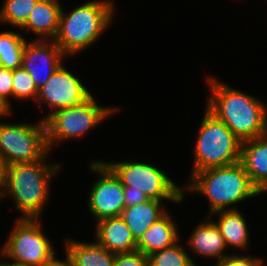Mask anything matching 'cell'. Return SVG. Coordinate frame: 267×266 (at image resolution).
<instances>
[{
  "mask_svg": "<svg viewBox=\"0 0 267 266\" xmlns=\"http://www.w3.org/2000/svg\"><path fill=\"white\" fill-rule=\"evenodd\" d=\"M209 86L206 108L223 121L241 141L267 133V105L252 96L208 75Z\"/></svg>",
  "mask_w": 267,
  "mask_h": 266,
  "instance_id": "cell-1",
  "label": "cell"
},
{
  "mask_svg": "<svg viewBox=\"0 0 267 266\" xmlns=\"http://www.w3.org/2000/svg\"><path fill=\"white\" fill-rule=\"evenodd\" d=\"M48 158L49 153L42 160L17 163L5 168L0 201L11 197L15 210L20 213L19 218L43 219V209L50 199V184L62 169L57 162L48 163Z\"/></svg>",
  "mask_w": 267,
  "mask_h": 266,
  "instance_id": "cell-2",
  "label": "cell"
},
{
  "mask_svg": "<svg viewBox=\"0 0 267 266\" xmlns=\"http://www.w3.org/2000/svg\"><path fill=\"white\" fill-rule=\"evenodd\" d=\"M188 183L183 185L185 192H197L209 201L208 215L218 211L238 209L235 206L242 201L261 194L251 183L241 162L204 169L190 175Z\"/></svg>",
  "mask_w": 267,
  "mask_h": 266,
  "instance_id": "cell-3",
  "label": "cell"
},
{
  "mask_svg": "<svg viewBox=\"0 0 267 266\" xmlns=\"http://www.w3.org/2000/svg\"><path fill=\"white\" fill-rule=\"evenodd\" d=\"M114 0H93L67 12L62 7L58 33L54 39L61 51L74 56L101 38L114 19Z\"/></svg>",
  "mask_w": 267,
  "mask_h": 266,
  "instance_id": "cell-4",
  "label": "cell"
},
{
  "mask_svg": "<svg viewBox=\"0 0 267 266\" xmlns=\"http://www.w3.org/2000/svg\"><path fill=\"white\" fill-rule=\"evenodd\" d=\"M196 132L193 167L190 175L204 169L221 167L240 161L241 141L226 124L206 107Z\"/></svg>",
  "mask_w": 267,
  "mask_h": 266,
  "instance_id": "cell-5",
  "label": "cell"
},
{
  "mask_svg": "<svg viewBox=\"0 0 267 266\" xmlns=\"http://www.w3.org/2000/svg\"><path fill=\"white\" fill-rule=\"evenodd\" d=\"M118 107L101 106L94 95L80 105L60 109L52 113L46 120V136L48 149L51 152L55 145L67 140L80 139L91 133L93 128L105 122L106 118L118 112Z\"/></svg>",
  "mask_w": 267,
  "mask_h": 266,
  "instance_id": "cell-6",
  "label": "cell"
},
{
  "mask_svg": "<svg viewBox=\"0 0 267 266\" xmlns=\"http://www.w3.org/2000/svg\"><path fill=\"white\" fill-rule=\"evenodd\" d=\"M103 162L115 173L124 187L130 191L143 192L148 199L181 204L183 185H177L163 170L148 162L121 160Z\"/></svg>",
  "mask_w": 267,
  "mask_h": 266,
  "instance_id": "cell-7",
  "label": "cell"
},
{
  "mask_svg": "<svg viewBox=\"0 0 267 266\" xmlns=\"http://www.w3.org/2000/svg\"><path fill=\"white\" fill-rule=\"evenodd\" d=\"M48 153L42 119L30 124L0 122V156L5 166L42 160Z\"/></svg>",
  "mask_w": 267,
  "mask_h": 266,
  "instance_id": "cell-8",
  "label": "cell"
},
{
  "mask_svg": "<svg viewBox=\"0 0 267 266\" xmlns=\"http://www.w3.org/2000/svg\"><path fill=\"white\" fill-rule=\"evenodd\" d=\"M42 219L18 218L4 243L5 264L39 266L56 252L46 237Z\"/></svg>",
  "mask_w": 267,
  "mask_h": 266,
  "instance_id": "cell-9",
  "label": "cell"
},
{
  "mask_svg": "<svg viewBox=\"0 0 267 266\" xmlns=\"http://www.w3.org/2000/svg\"><path fill=\"white\" fill-rule=\"evenodd\" d=\"M90 170L98 173L88 194V210L96 222L121 216L126 207L124 186L115 173L100 159L90 160Z\"/></svg>",
  "mask_w": 267,
  "mask_h": 266,
  "instance_id": "cell-10",
  "label": "cell"
},
{
  "mask_svg": "<svg viewBox=\"0 0 267 266\" xmlns=\"http://www.w3.org/2000/svg\"><path fill=\"white\" fill-rule=\"evenodd\" d=\"M92 96L82 80L70 72L62 63L49 80L39 88L36 103L48 106L50 113L42 118L45 121L52 113L82 104ZM42 104V105H41Z\"/></svg>",
  "mask_w": 267,
  "mask_h": 266,
  "instance_id": "cell-11",
  "label": "cell"
},
{
  "mask_svg": "<svg viewBox=\"0 0 267 266\" xmlns=\"http://www.w3.org/2000/svg\"><path fill=\"white\" fill-rule=\"evenodd\" d=\"M67 56L54 40H27L22 67L31 75L36 87H42Z\"/></svg>",
  "mask_w": 267,
  "mask_h": 266,
  "instance_id": "cell-12",
  "label": "cell"
},
{
  "mask_svg": "<svg viewBox=\"0 0 267 266\" xmlns=\"http://www.w3.org/2000/svg\"><path fill=\"white\" fill-rule=\"evenodd\" d=\"M240 162L254 187L264 194L267 190V133L241 143Z\"/></svg>",
  "mask_w": 267,
  "mask_h": 266,
  "instance_id": "cell-13",
  "label": "cell"
},
{
  "mask_svg": "<svg viewBox=\"0 0 267 266\" xmlns=\"http://www.w3.org/2000/svg\"><path fill=\"white\" fill-rule=\"evenodd\" d=\"M213 217L207 216L204 222L197 224L189 236L187 243L189 250L201 257L216 258L217 263H221L229 254L226 253L227 247L225 245L223 236Z\"/></svg>",
  "mask_w": 267,
  "mask_h": 266,
  "instance_id": "cell-14",
  "label": "cell"
},
{
  "mask_svg": "<svg viewBox=\"0 0 267 266\" xmlns=\"http://www.w3.org/2000/svg\"><path fill=\"white\" fill-rule=\"evenodd\" d=\"M60 0H39L33 7L22 32L34 33L35 40H54L59 29L62 5Z\"/></svg>",
  "mask_w": 267,
  "mask_h": 266,
  "instance_id": "cell-15",
  "label": "cell"
},
{
  "mask_svg": "<svg viewBox=\"0 0 267 266\" xmlns=\"http://www.w3.org/2000/svg\"><path fill=\"white\" fill-rule=\"evenodd\" d=\"M95 240L113 253L137 251V241L121 216L96 222Z\"/></svg>",
  "mask_w": 267,
  "mask_h": 266,
  "instance_id": "cell-16",
  "label": "cell"
},
{
  "mask_svg": "<svg viewBox=\"0 0 267 266\" xmlns=\"http://www.w3.org/2000/svg\"><path fill=\"white\" fill-rule=\"evenodd\" d=\"M178 231L176 221L167 211L140 236L137 240V250L148 256L153 252L170 247L181 239Z\"/></svg>",
  "mask_w": 267,
  "mask_h": 266,
  "instance_id": "cell-17",
  "label": "cell"
},
{
  "mask_svg": "<svg viewBox=\"0 0 267 266\" xmlns=\"http://www.w3.org/2000/svg\"><path fill=\"white\" fill-rule=\"evenodd\" d=\"M218 215L217 221H214L218 226L221 235L223 236L225 245L236 249L245 250L249 245V225L243 216V212L239 209L223 210L215 212L209 217Z\"/></svg>",
  "mask_w": 267,
  "mask_h": 266,
  "instance_id": "cell-18",
  "label": "cell"
},
{
  "mask_svg": "<svg viewBox=\"0 0 267 266\" xmlns=\"http://www.w3.org/2000/svg\"><path fill=\"white\" fill-rule=\"evenodd\" d=\"M65 251L70 257L72 266H113L115 253L102 247L96 240L81 242L67 238L64 241Z\"/></svg>",
  "mask_w": 267,
  "mask_h": 266,
  "instance_id": "cell-19",
  "label": "cell"
},
{
  "mask_svg": "<svg viewBox=\"0 0 267 266\" xmlns=\"http://www.w3.org/2000/svg\"><path fill=\"white\" fill-rule=\"evenodd\" d=\"M163 203L160 200L149 199L144 203L124 208L121 217L136 241L167 212Z\"/></svg>",
  "mask_w": 267,
  "mask_h": 266,
  "instance_id": "cell-20",
  "label": "cell"
},
{
  "mask_svg": "<svg viewBox=\"0 0 267 266\" xmlns=\"http://www.w3.org/2000/svg\"><path fill=\"white\" fill-rule=\"evenodd\" d=\"M26 39L19 31L0 32V67L15 70L22 67Z\"/></svg>",
  "mask_w": 267,
  "mask_h": 266,
  "instance_id": "cell-21",
  "label": "cell"
},
{
  "mask_svg": "<svg viewBox=\"0 0 267 266\" xmlns=\"http://www.w3.org/2000/svg\"><path fill=\"white\" fill-rule=\"evenodd\" d=\"M148 259L147 266H197L179 240L170 247L151 253Z\"/></svg>",
  "mask_w": 267,
  "mask_h": 266,
  "instance_id": "cell-22",
  "label": "cell"
},
{
  "mask_svg": "<svg viewBox=\"0 0 267 266\" xmlns=\"http://www.w3.org/2000/svg\"><path fill=\"white\" fill-rule=\"evenodd\" d=\"M39 0H4L0 9V23L21 28Z\"/></svg>",
  "mask_w": 267,
  "mask_h": 266,
  "instance_id": "cell-23",
  "label": "cell"
},
{
  "mask_svg": "<svg viewBox=\"0 0 267 266\" xmlns=\"http://www.w3.org/2000/svg\"><path fill=\"white\" fill-rule=\"evenodd\" d=\"M12 79V98L17 101H27L32 98L34 102L36 101L39 89L36 87L31 75L23 67L13 70Z\"/></svg>",
  "mask_w": 267,
  "mask_h": 266,
  "instance_id": "cell-24",
  "label": "cell"
},
{
  "mask_svg": "<svg viewBox=\"0 0 267 266\" xmlns=\"http://www.w3.org/2000/svg\"><path fill=\"white\" fill-rule=\"evenodd\" d=\"M148 256L141 251L131 253H115L113 266H147Z\"/></svg>",
  "mask_w": 267,
  "mask_h": 266,
  "instance_id": "cell-25",
  "label": "cell"
},
{
  "mask_svg": "<svg viewBox=\"0 0 267 266\" xmlns=\"http://www.w3.org/2000/svg\"><path fill=\"white\" fill-rule=\"evenodd\" d=\"M13 70L0 67V99L5 102L10 109V98H12Z\"/></svg>",
  "mask_w": 267,
  "mask_h": 266,
  "instance_id": "cell-26",
  "label": "cell"
},
{
  "mask_svg": "<svg viewBox=\"0 0 267 266\" xmlns=\"http://www.w3.org/2000/svg\"><path fill=\"white\" fill-rule=\"evenodd\" d=\"M265 261L261 257L244 256L237 253L229 255L221 262L224 266H265Z\"/></svg>",
  "mask_w": 267,
  "mask_h": 266,
  "instance_id": "cell-27",
  "label": "cell"
},
{
  "mask_svg": "<svg viewBox=\"0 0 267 266\" xmlns=\"http://www.w3.org/2000/svg\"><path fill=\"white\" fill-rule=\"evenodd\" d=\"M124 198L126 207L144 203L149 200L143 192L130 191V187H124Z\"/></svg>",
  "mask_w": 267,
  "mask_h": 266,
  "instance_id": "cell-28",
  "label": "cell"
},
{
  "mask_svg": "<svg viewBox=\"0 0 267 266\" xmlns=\"http://www.w3.org/2000/svg\"><path fill=\"white\" fill-rule=\"evenodd\" d=\"M56 254L57 253H55L51 258L44 261L39 266H72L71 261H70V257L68 256L66 251H65L66 258L64 260L57 259Z\"/></svg>",
  "mask_w": 267,
  "mask_h": 266,
  "instance_id": "cell-29",
  "label": "cell"
},
{
  "mask_svg": "<svg viewBox=\"0 0 267 266\" xmlns=\"http://www.w3.org/2000/svg\"><path fill=\"white\" fill-rule=\"evenodd\" d=\"M12 110L8 105L0 99V117H6L11 115Z\"/></svg>",
  "mask_w": 267,
  "mask_h": 266,
  "instance_id": "cell-30",
  "label": "cell"
},
{
  "mask_svg": "<svg viewBox=\"0 0 267 266\" xmlns=\"http://www.w3.org/2000/svg\"><path fill=\"white\" fill-rule=\"evenodd\" d=\"M5 168H6V166H5L4 162H3V159L0 156V190L2 189L3 184H4Z\"/></svg>",
  "mask_w": 267,
  "mask_h": 266,
  "instance_id": "cell-31",
  "label": "cell"
},
{
  "mask_svg": "<svg viewBox=\"0 0 267 266\" xmlns=\"http://www.w3.org/2000/svg\"><path fill=\"white\" fill-rule=\"evenodd\" d=\"M2 258H5L4 245H3L2 248L0 247V266H4L5 265V261L1 260Z\"/></svg>",
  "mask_w": 267,
  "mask_h": 266,
  "instance_id": "cell-32",
  "label": "cell"
},
{
  "mask_svg": "<svg viewBox=\"0 0 267 266\" xmlns=\"http://www.w3.org/2000/svg\"><path fill=\"white\" fill-rule=\"evenodd\" d=\"M214 266H224L222 263H215Z\"/></svg>",
  "mask_w": 267,
  "mask_h": 266,
  "instance_id": "cell-33",
  "label": "cell"
}]
</instances>
